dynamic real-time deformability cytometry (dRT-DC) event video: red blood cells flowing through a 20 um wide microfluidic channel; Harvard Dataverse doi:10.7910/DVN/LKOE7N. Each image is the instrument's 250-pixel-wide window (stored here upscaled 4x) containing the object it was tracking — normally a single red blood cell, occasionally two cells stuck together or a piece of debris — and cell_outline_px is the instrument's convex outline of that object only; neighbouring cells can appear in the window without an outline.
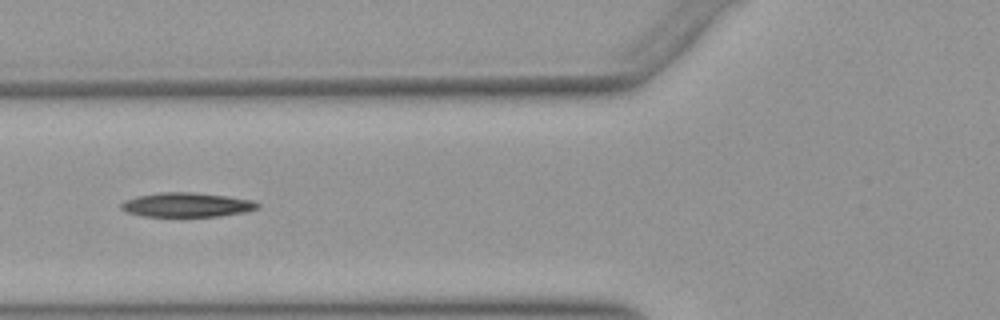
{"species": "Egyptian fruit bat (a non-hibernating species)", "species_latin": "Rousettus aegyptiacus", "temperature_condition": "warm", "stored_images_in_passage": 35, "camera_frame_rate_fps": 3000, "um_per_image_px": 0.085, "animal": {"sex": "female"}, "frame": {"image": 1, "passage_image": 15, "time_ms": 4.667, "image_size_px": [1000, 320], "cell_outline_px": [[260, 204], [256, 208], [244, 212], [220, 216], [144, 216], [128, 212], [120, 208], [120, 204], [124, 200], [136, 196], [160, 192], [192, 192], [228, 196], [252, 200]], "centroid_in_image_um": [15.84, 17.4], "position_along_channel_um": 110.0, "area_um2": 19.25}}
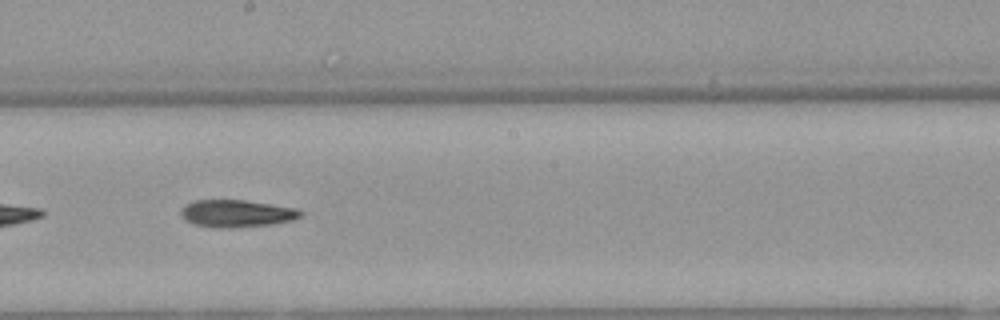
{"frame": {"image": 2, "passage_image": 24, "time_ms": 7.667, "image_size_px": [1000, 320], "cell_outline_px": [[304, 212], [300, 216], [292, 220], [272, 224], [228, 228], [212, 228], [196, 224], [184, 220], [180, 212], [192, 200], [244, 200], [300, 208]], "centroid_in_image_um": [20.15, 18.14], "position_along_channel_um": 228.1, "area_um2": 19.07}}
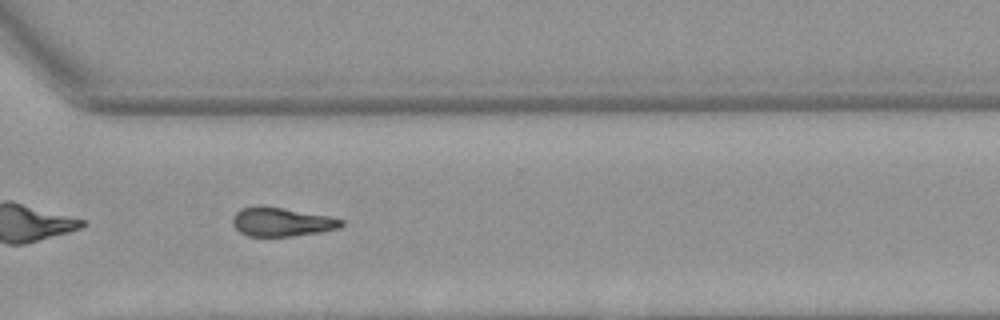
{"frame": {"image": 3, "passage_image": 33, "time_ms": 10.667, "image_size_px": [1000, 320], "cell_outline_px": [[344, 224], [340, 228], [320, 232], [292, 236], [248, 236], [240, 232], [232, 224], [232, 216], [240, 208], [256, 204], [260, 204], [328, 216], [344, 220]], "centroid_in_image_um": [23.89, 18.84], "position_along_channel_um": 346.7, "area_um2": 18.5}, "authors_computed_cell_mechanics": {"area_um2": 19.2474, "velocity_mm_per_s": 3.9486, "shape_relaxation_time_tau1_ms": 9.994, "shape_relaxation_time_tau2_ms": null, "deformation_change_tau1": 0.2445, "deformation_change_tau2": null}}